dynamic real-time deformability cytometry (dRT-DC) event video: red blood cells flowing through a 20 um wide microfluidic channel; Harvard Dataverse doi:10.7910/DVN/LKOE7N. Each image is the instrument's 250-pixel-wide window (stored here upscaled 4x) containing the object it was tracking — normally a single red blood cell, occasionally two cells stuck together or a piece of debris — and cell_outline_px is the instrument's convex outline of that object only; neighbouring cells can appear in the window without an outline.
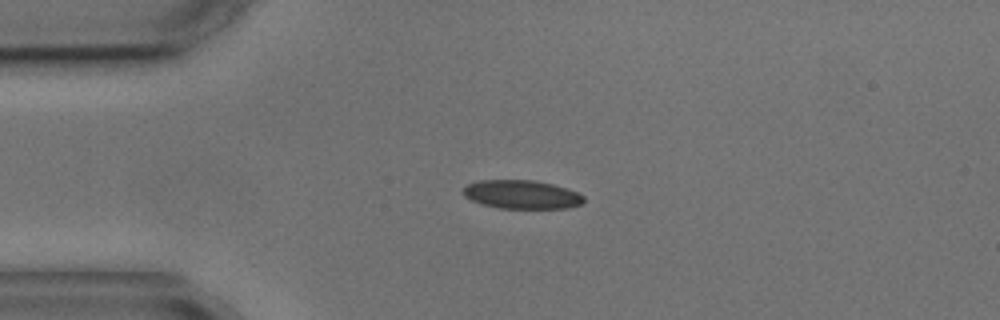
{"species": "common noctule bat (a hibernating species)", "species_latin": "Nyctalus noctula", "temperature_condition": "cold", "stored_images_in_passage": 2, "camera_frame_rate_fps": 3000, "um_per_image_px": 0.085, "animal": {"sex": "male", "body_mass_g": 17.9, "forearm_length_mm": 54.2}, "frame": {"image": 1, "passage_image": 1, "time_ms": 0.0, "image_size_px": [1000, 320], "cell_outline_px": [[584, 200], [580, 204], [568, 208], [500, 208], [484, 204], [472, 200], [464, 196], [464, 188], [468, 184], [480, 180], [536, 180], [568, 188], [584, 196]], "centroid_in_image_um": [44.37, 16.52], "position_along_channel_um": 40.6, "area_um2": 19.94}}